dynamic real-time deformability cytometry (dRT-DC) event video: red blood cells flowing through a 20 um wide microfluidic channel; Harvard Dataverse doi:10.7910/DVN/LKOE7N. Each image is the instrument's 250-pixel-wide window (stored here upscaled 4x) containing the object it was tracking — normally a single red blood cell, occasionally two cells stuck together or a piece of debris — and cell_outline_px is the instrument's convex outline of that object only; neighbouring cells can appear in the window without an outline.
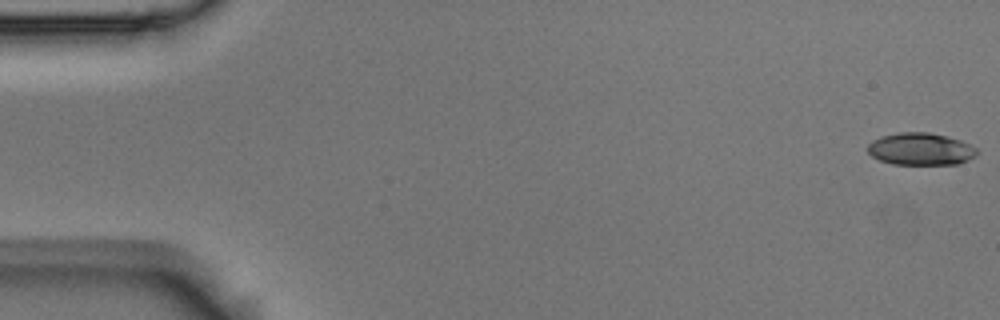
{"species": "Egyptian fruit bat (a non-hibernating species)", "species_latin": "Rousettus aegyptiacus", "temperature_condition": "room temperature", "stored_images_in_passage": 55, "camera_frame_rate_fps": 3000, "um_per_image_px": 0.085, "animal": {"sex": "male"}, "frame": {"image": 1, "passage_image": 1, "time_ms": 0.0, "image_size_px": [1000, 320], "cell_outline_px": [[980, 152], [976, 156], [960, 164], [892, 164], [880, 160], [872, 156], [868, 152], [868, 144], [872, 140], [880, 136], [900, 132], [928, 132], [948, 136], [960, 140], [976, 148]], "centroid_in_image_um": [78.27, 12.66], "position_along_channel_um": 6.7, "area_um2": 20.69}}
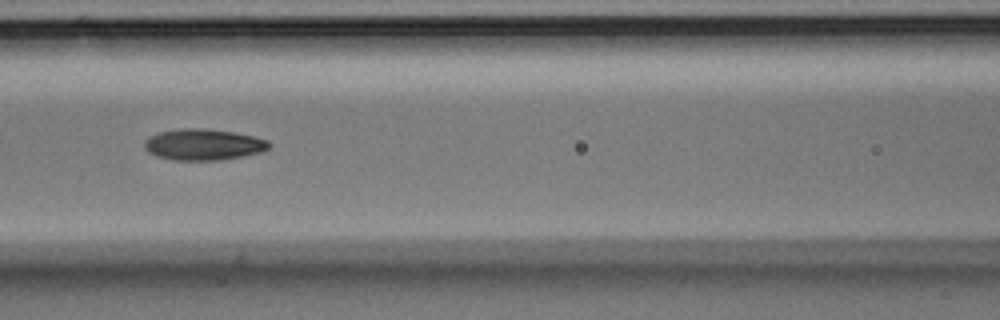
{"frame": {"image": 2, "passage_image": 24, "time_ms": 7.667, "image_size_px": [1000, 320], "cell_outline_px": [[272, 144], [268, 148], [260, 152], [220, 160], [176, 160], [156, 156], [148, 152], [144, 148], [144, 140], [148, 136], [156, 132], [176, 128], [204, 128], [232, 132], [256, 136], [268, 140]], "centroid_in_image_um": [17.24, 12.27], "position_along_channel_um": 149.4, "area_um2": 22.89}}
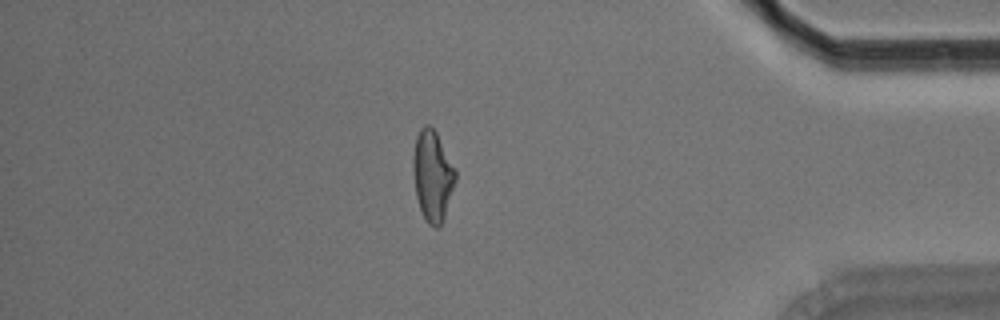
{"frame": {"image": 3, "passage_image": 47, "time_ms": 15.333, "image_size_px": [1000, 320], "cell_outline_px": [[456, 180], [444, 216], [440, 224], [436, 228], [428, 224], [420, 208], [416, 196], [412, 168], [412, 160], [416, 136], [420, 128], [424, 124], [428, 124], [436, 132], [456, 172]], "centroid_in_image_um": [36.74, 14.91], "position_along_channel_um": 398.5, "area_um2": 22.02}, "authors_computed_cell_mechanics": {"area_um2": 22.0218, "velocity_mm_per_s": 3.6989, "shape_relaxation_time_tau1_ms": 6.5791, "shape_relaxation_time_tau2_ms": 2.5193, "deformation_change_tau1": 0.1938, "deformation_change_tau2": 0.0919}}